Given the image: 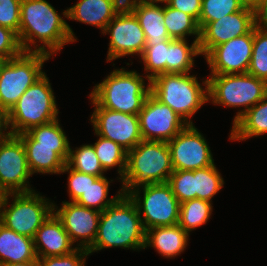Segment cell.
I'll return each instance as SVG.
<instances>
[{
  "label": "cell",
  "instance_id": "6da1fadb",
  "mask_svg": "<svg viewBox=\"0 0 267 266\" xmlns=\"http://www.w3.org/2000/svg\"><path fill=\"white\" fill-rule=\"evenodd\" d=\"M18 38L23 52H41L50 56L65 44L77 40L69 24L46 0L21 1ZM37 42H41V46Z\"/></svg>",
  "mask_w": 267,
  "mask_h": 266
},
{
  "label": "cell",
  "instance_id": "7a4b0ae2",
  "mask_svg": "<svg viewBox=\"0 0 267 266\" xmlns=\"http://www.w3.org/2000/svg\"><path fill=\"white\" fill-rule=\"evenodd\" d=\"M146 230L135 202L129 195H121L100 214L98 233L90 254L104 248L120 247L145 249Z\"/></svg>",
  "mask_w": 267,
  "mask_h": 266
},
{
  "label": "cell",
  "instance_id": "3957f363",
  "mask_svg": "<svg viewBox=\"0 0 267 266\" xmlns=\"http://www.w3.org/2000/svg\"><path fill=\"white\" fill-rule=\"evenodd\" d=\"M174 168L168 143L142 140L127 152V166L122 178V193L129 195L137 188L167 183Z\"/></svg>",
  "mask_w": 267,
  "mask_h": 266
},
{
  "label": "cell",
  "instance_id": "277c9868",
  "mask_svg": "<svg viewBox=\"0 0 267 266\" xmlns=\"http://www.w3.org/2000/svg\"><path fill=\"white\" fill-rule=\"evenodd\" d=\"M146 83L137 71L114 69L101 83L94 86L89 97L100 107L138 115L150 94V82Z\"/></svg>",
  "mask_w": 267,
  "mask_h": 266
},
{
  "label": "cell",
  "instance_id": "5b68a950",
  "mask_svg": "<svg viewBox=\"0 0 267 266\" xmlns=\"http://www.w3.org/2000/svg\"><path fill=\"white\" fill-rule=\"evenodd\" d=\"M150 86V93L162 104L168 105L187 124H194L191 117L209 101L208 79L200 84L196 76L190 73L160 74L150 80Z\"/></svg>",
  "mask_w": 267,
  "mask_h": 266
},
{
  "label": "cell",
  "instance_id": "8992f818",
  "mask_svg": "<svg viewBox=\"0 0 267 266\" xmlns=\"http://www.w3.org/2000/svg\"><path fill=\"white\" fill-rule=\"evenodd\" d=\"M56 104L51 83L44 74L20 96L8 112L11 134L19 135L58 119Z\"/></svg>",
  "mask_w": 267,
  "mask_h": 266
},
{
  "label": "cell",
  "instance_id": "52a82bcc",
  "mask_svg": "<svg viewBox=\"0 0 267 266\" xmlns=\"http://www.w3.org/2000/svg\"><path fill=\"white\" fill-rule=\"evenodd\" d=\"M267 95V82L249 73L210 74L209 101L215 105L244 107L236 112L232 124Z\"/></svg>",
  "mask_w": 267,
  "mask_h": 266
},
{
  "label": "cell",
  "instance_id": "ba28073f",
  "mask_svg": "<svg viewBox=\"0 0 267 266\" xmlns=\"http://www.w3.org/2000/svg\"><path fill=\"white\" fill-rule=\"evenodd\" d=\"M10 197L13 202L8 204ZM52 213L53 203L35 190L3 194L0 199V223L31 238Z\"/></svg>",
  "mask_w": 267,
  "mask_h": 266
},
{
  "label": "cell",
  "instance_id": "9c48e42d",
  "mask_svg": "<svg viewBox=\"0 0 267 266\" xmlns=\"http://www.w3.org/2000/svg\"><path fill=\"white\" fill-rule=\"evenodd\" d=\"M51 56L41 52H22L7 60L0 72V107L7 112L20 96L45 72L43 64Z\"/></svg>",
  "mask_w": 267,
  "mask_h": 266
},
{
  "label": "cell",
  "instance_id": "30bf717a",
  "mask_svg": "<svg viewBox=\"0 0 267 266\" xmlns=\"http://www.w3.org/2000/svg\"><path fill=\"white\" fill-rule=\"evenodd\" d=\"M140 189L143 190V197L140 196ZM129 196L137 205L145 230L178 224L180 203L168 183L143 186L132 191Z\"/></svg>",
  "mask_w": 267,
  "mask_h": 266
},
{
  "label": "cell",
  "instance_id": "8fae6325",
  "mask_svg": "<svg viewBox=\"0 0 267 266\" xmlns=\"http://www.w3.org/2000/svg\"><path fill=\"white\" fill-rule=\"evenodd\" d=\"M29 169L26 151L22 140L17 135H10L0 140V193H25L34 191L30 188Z\"/></svg>",
  "mask_w": 267,
  "mask_h": 266
},
{
  "label": "cell",
  "instance_id": "7c38bea8",
  "mask_svg": "<svg viewBox=\"0 0 267 266\" xmlns=\"http://www.w3.org/2000/svg\"><path fill=\"white\" fill-rule=\"evenodd\" d=\"M90 99L95 107L90 121L96 135L118 143L127 152L143 140L138 115L105 109Z\"/></svg>",
  "mask_w": 267,
  "mask_h": 266
},
{
  "label": "cell",
  "instance_id": "4fadbf2b",
  "mask_svg": "<svg viewBox=\"0 0 267 266\" xmlns=\"http://www.w3.org/2000/svg\"><path fill=\"white\" fill-rule=\"evenodd\" d=\"M110 34L107 62L129 55L141 56L146 39L134 13L125 5L109 22L103 35Z\"/></svg>",
  "mask_w": 267,
  "mask_h": 266
},
{
  "label": "cell",
  "instance_id": "5bb4252c",
  "mask_svg": "<svg viewBox=\"0 0 267 266\" xmlns=\"http://www.w3.org/2000/svg\"><path fill=\"white\" fill-rule=\"evenodd\" d=\"M167 143L174 170L193 171L215 164L209 144L193 124H187Z\"/></svg>",
  "mask_w": 267,
  "mask_h": 266
},
{
  "label": "cell",
  "instance_id": "9a60e30c",
  "mask_svg": "<svg viewBox=\"0 0 267 266\" xmlns=\"http://www.w3.org/2000/svg\"><path fill=\"white\" fill-rule=\"evenodd\" d=\"M143 140H172L187 123L168 105L162 104L151 93L138 113Z\"/></svg>",
  "mask_w": 267,
  "mask_h": 266
},
{
  "label": "cell",
  "instance_id": "2e32d148",
  "mask_svg": "<svg viewBox=\"0 0 267 266\" xmlns=\"http://www.w3.org/2000/svg\"><path fill=\"white\" fill-rule=\"evenodd\" d=\"M253 51V29L240 37L213 47L204 57L210 74L248 73Z\"/></svg>",
  "mask_w": 267,
  "mask_h": 266
},
{
  "label": "cell",
  "instance_id": "e0dca14e",
  "mask_svg": "<svg viewBox=\"0 0 267 266\" xmlns=\"http://www.w3.org/2000/svg\"><path fill=\"white\" fill-rule=\"evenodd\" d=\"M53 213L61 221L73 244L79 242L78 248L86 250L93 245L101 212L75 202L64 201L60 209L53 204Z\"/></svg>",
  "mask_w": 267,
  "mask_h": 266
},
{
  "label": "cell",
  "instance_id": "ac0fdd59",
  "mask_svg": "<svg viewBox=\"0 0 267 266\" xmlns=\"http://www.w3.org/2000/svg\"><path fill=\"white\" fill-rule=\"evenodd\" d=\"M255 27L254 9L242 10L207 23L200 30L199 48L205 56L213 47L233 38L248 34Z\"/></svg>",
  "mask_w": 267,
  "mask_h": 266
},
{
  "label": "cell",
  "instance_id": "d6986e66",
  "mask_svg": "<svg viewBox=\"0 0 267 266\" xmlns=\"http://www.w3.org/2000/svg\"><path fill=\"white\" fill-rule=\"evenodd\" d=\"M23 142L31 174H60L69 156L70 145L37 142L28 132L17 135Z\"/></svg>",
  "mask_w": 267,
  "mask_h": 266
},
{
  "label": "cell",
  "instance_id": "ffe728a7",
  "mask_svg": "<svg viewBox=\"0 0 267 266\" xmlns=\"http://www.w3.org/2000/svg\"><path fill=\"white\" fill-rule=\"evenodd\" d=\"M124 6L125 0H79L64 10L62 15L70 20L96 26L103 33Z\"/></svg>",
  "mask_w": 267,
  "mask_h": 266
},
{
  "label": "cell",
  "instance_id": "44dd1931",
  "mask_svg": "<svg viewBox=\"0 0 267 266\" xmlns=\"http://www.w3.org/2000/svg\"><path fill=\"white\" fill-rule=\"evenodd\" d=\"M38 258L64 256L78 247L73 244L61 221L52 213L36 231L33 238Z\"/></svg>",
  "mask_w": 267,
  "mask_h": 266
},
{
  "label": "cell",
  "instance_id": "7402d4cb",
  "mask_svg": "<svg viewBox=\"0 0 267 266\" xmlns=\"http://www.w3.org/2000/svg\"><path fill=\"white\" fill-rule=\"evenodd\" d=\"M125 5L134 13L142 27L146 45H157L170 40L164 25V6L148 0H125Z\"/></svg>",
  "mask_w": 267,
  "mask_h": 266
},
{
  "label": "cell",
  "instance_id": "603a6c76",
  "mask_svg": "<svg viewBox=\"0 0 267 266\" xmlns=\"http://www.w3.org/2000/svg\"><path fill=\"white\" fill-rule=\"evenodd\" d=\"M189 234L179 225L159 226L146 230L144 248L153 247L165 258H175L187 247Z\"/></svg>",
  "mask_w": 267,
  "mask_h": 266
},
{
  "label": "cell",
  "instance_id": "cb8c5ba5",
  "mask_svg": "<svg viewBox=\"0 0 267 266\" xmlns=\"http://www.w3.org/2000/svg\"><path fill=\"white\" fill-rule=\"evenodd\" d=\"M38 261L33 238L0 223V264Z\"/></svg>",
  "mask_w": 267,
  "mask_h": 266
},
{
  "label": "cell",
  "instance_id": "d4e9b609",
  "mask_svg": "<svg viewBox=\"0 0 267 266\" xmlns=\"http://www.w3.org/2000/svg\"><path fill=\"white\" fill-rule=\"evenodd\" d=\"M264 134H267V95L233 123L229 139L242 141Z\"/></svg>",
  "mask_w": 267,
  "mask_h": 266
},
{
  "label": "cell",
  "instance_id": "484cf974",
  "mask_svg": "<svg viewBox=\"0 0 267 266\" xmlns=\"http://www.w3.org/2000/svg\"><path fill=\"white\" fill-rule=\"evenodd\" d=\"M197 55H201L199 41H194L189 46L187 40H168V61H166V73H190V70L194 66V57Z\"/></svg>",
  "mask_w": 267,
  "mask_h": 266
},
{
  "label": "cell",
  "instance_id": "4316f807",
  "mask_svg": "<svg viewBox=\"0 0 267 266\" xmlns=\"http://www.w3.org/2000/svg\"><path fill=\"white\" fill-rule=\"evenodd\" d=\"M112 181H108L105 176L97 177L89 174V186L75 203L99 212L104 211L123 194L121 189L116 196L107 198L109 186Z\"/></svg>",
  "mask_w": 267,
  "mask_h": 266
},
{
  "label": "cell",
  "instance_id": "83f0119b",
  "mask_svg": "<svg viewBox=\"0 0 267 266\" xmlns=\"http://www.w3.org/2000/svg\"><path fill=\"white\" fill-rule=\"evenodd\" d=\"M164 25L171 39L186 40V36H194L193 41L200 40L198 22L190 15L164 4Z\"/></svg>",
  "mask_w": 267,
  "mask_h": 266
},
{
  "label": "cell",
  "instance_id": "f1b7e54d",
  "mask_svg": "<svg viewBox=\"0 0 267 266\" xmlns=\"http://www.w3.org/2000/svg\"><path fill=\"white\" fill-rule=\"evenodd\" d=\"M97 136L99 137L98 140L92 145L101 166L105 172L117 166L119 179L122 180L127 166V151L118 143L100 135Z\"/></svg>",
  "mask_w": 267,
  "mask_h": 266
},
{
  "label": "cell",
  "instance_id": "f546056e",
  "mask_svg": "<svg viewBox=\"0 0 267 266\" xmlns=\"http://www.w3.org/2000/svg\"><path fill=\"white\" fill-rule=\"evenodd\" d=\"M213 211L212 203L199 198L180 204L178 224L189 234L193 229L207 223Z\"/></svg>",
  "mask_w": 267,
  "mask_h": 266
},
{
  "label": "cell",
  "instance_id": "4dcf8cb0",
  "mask_svg": "<svg viewBox=\"0 0 267 266\" xmlns=\"http://www.w3.org/2000/svg\"><path fill=\"white\" fill-rule=\"evenodd\" d=\"M223 185L224 180L215 164L194 170V198L212 203V198Z\"/></svg>",
  "mask_w": 267,
  "mask_h": 266
},
{
  "label": "cell",
  "instance_id": "1f68e13d",
  "mask_svg": "<svg viewBox=\"0 0 267 266\" xmlns=\"http://www.w3.org/2000/svg\"><path fill=\"white\" fill-rule=\"evenodd\" d=\"M66 164L81 173L91 174L97 177L104 176L101 166L92 144H84L76 150L69 148V156Z\"/></svg>",
  "mask_w": 267,
  "mask_h": 266
},
{
  "label": "cell",
  "instance_id": "d6a6232c",
  "mask_svg": "<svg viewBox=\"0 0 267 266\" xmlns=\"http://www.w3.org/2000/svg\"><path fill=\"white\" fill-rule=\"evenodd\" d=\"M140 57L144 64V71L148 73L144 76L147 78L148 82L157 75L166 73L168 40L157 45H145L144 51Z\"/></svg>",
  "mask_w": 267,
  "mask_h": 266
},
{
  "label": "cell",
  "instance_id": "836d02e7",
  "mask_svg": "<svg viewBox=\"0 0 267 266\" xmlns=\"http://www.w3.org/2000/svg\"><path fill=\"white\" fill-rule=\"evenodd\" d=\"M244 7L240 0H202L199 28L201 30L207 23L236 13Z\"/></svg>",
  "mask_w": 267,
  "mask_h": 266
},
{
  "label": "cell",
  "instance_id": "e575fe53",
  "mask_svg": "<svg viewBox=\"0 0 267 266\" xmlns=\"http://www.w3.org/2000/svg\"><path fill=\"white\" fill-rule=\"evenodd\" d=\"M248 73L267 82V32L253 28V51Z\"/></svg>",
  "mask_w": 267,
  "mask_h": 266
},
{
  "label": "cell",
  "instance_id": "d590c367",
  "mask_svg": "<svg viewBox=\"0 0 267 266\" xmlns=\"http://www.w3.org/2000/svg\"><path fill=\"white\" fill-rule=\"evenodd\" d=\"M28 133L40 144L70 145L59 119L31 128Z\"/></svg>",
  "mask_w": 267,
  "mask_h": 266
},
{
  "label": "cell",
  "instance_id": "8d00e7d4",
  "mask_svg": "<svg viewBox=\"0 0 267 266\" xmlns=\"http://www.w3.org/2000/svg\"><path fill=\"white\" fill-rule=\"evenodd\" d=\"M167 183L180 204L194 199V170H174Z\"/></svg>",
  "mask_w": 267,
  "mask_h": 266
},
{
  "label": "cell",
  "instance_id": "74e56055",
  "mask_svg": "<svg viewBox=\"0 0 267 266\" xmlns=\"http://www.w3.org/2000/svg\"><path fill=\"white\" fill-rule=\"evenodd\" d=\"M22 0H0V26L14 31L20 26V5Z\"/></svg>",
  "mask_w": 267,
  "mask_h": 266
},
{
  "label": "cell",
  "instance_id": "f35d334b",
  "mask_svg": "<svg viewBox=\"0 0 267 266\" xmlns=\"http://www.w3.org/2000/svg\"><path fill=\"white\" fill-rule=\"evenodd\" d=\"M89 252L83 248H77L72 253L64 256H48L38 258V266H85Z\"/></svg>",
  "mask_w": 267,
  "mask_h": 266
},
{
  "label": "cell",
  "instance_id": "ab89813d",
  "mask_svg": "<svg viewBox=\"0 0 267 266\" xmlns=\"http://www.w3.org/2000/svg\"><path fill=\"white\" fill-rule=\"evenodd\" d=\"M69 173L68 176V193L71 199V202H75L83 192L89 186V174L78 172L70 168L65 164L64 168L61 170V173Z\"/></svg>",
  "mask_w": 267,
  "mask_h": 266
},
{
  "label": "cell",
  "instance_id": "60d3db41",
  "mask_svg": "<svg viewBox=\"0 0 267 266\" xmlns=\"http://www.w3.org/2000/svg\"><path fill=\"white\" fill-rule=\"evenodd\" d=\"M22 52L18 35L14 31L0 26V57L10 60Z\"/></svg>",
  "mask_w": 267,
  "mask_h": 266
},
{
  "label": "cell",
  "instance_id": "b9f144b4",
  "mask_svg": "<svg viewBox=\"0 0 267 266\" xmlns=\"http://www.w3.org/2000/svg\"><path fill=\"white\" fill-rule=\"evenodd\" d=\"M167 5L192 16L199 25L202 0H170Z\"/></svg>",
  "mask_w": 267,
  "mask_h": 266
},
{
  "label": "cell",
  "instance_id": "7bdbcfd3",
  "mask_svg": "<svg viewBox=\"0 0 267 266\" xmlns=\"http://www.w3.org/2000/svg\"><path fill=\"white\" fill-rule=\"evenodd\" d=\"M255 27L267 32V0L261 2L254 8Z\"/></svg>",
  "mask_w": 267,
  "mask_h": 266
},
{
  "label": "cell",
  "instance_id": "ee69618b",
  "mask_svg": "<svg viewBox=\"0 0 267 266\" xmlns=\"http://www.w3.org/2000/svg\"><path fill=\"white\" fill-rule=\"evenodd\" d=\"M8 129V112L0 107V140L5 139L11 135L10 131L7 132Z\"/></svg>",
  "mask_w": 267,
  "mask_h": 266
},
{
  "label": "cell",
  "instance_id": "f6af8a7d",
  "mask_svg": "<svg viewBox=\"0 0 267 266\" xmlns=\"http://www.w3.org/2000/svg\"><path fill=\"white\" fill-rule=\"evenodd\" d=\"M0 266H38V261H25L18 263H3Z\"/></svg>",
  "mask_w": 267,
  "mask_h": 266
},
{
  "label": "cell",
  "instance_id": "bcb514c9",
  "mask_svg": "<svg viewBox=\"0 0 267 266\" xmlns=\"http://www.w3.org/2000/svg\"><path fill=\"white\" fill-rule=\"evenodd\" d=\"M240 1L244 4V6L253 9L261 2V0H240Z\"/></svg>",
  "mask_w": 267,
  "mask_h": 266
},
{
  "label": "cell",
  "instance_id": "7dc6e473",
  "mask_svg": "<svg viewBox=\"0 0 267 266\" xmlns=\"http://www.w3.org/2000/svg\"><path fill=\"white\" fill-rule=\"evenodd\" d=\"M6 62H7V60L5 58L0 57V72H1V69L5 65Z\"/></svg>",
  "mask_w": 267,
  "mask_h": 266
},
{
  "label": "cell",
  "instance_id": "c3c4849f",
  "mask_svg": "<svg viewBox=\"0 0 267 266\" xmlns=\"http://www.w3.org/2000/svg\"><path fill=\"white\" fill-rule=\"evenodd\" d=\"M148 1H151V2H154V3H166L170 0H148Z\"/></svg>",
  "mask_w": 267,
  "mask_h": 266
}]
</instances>
